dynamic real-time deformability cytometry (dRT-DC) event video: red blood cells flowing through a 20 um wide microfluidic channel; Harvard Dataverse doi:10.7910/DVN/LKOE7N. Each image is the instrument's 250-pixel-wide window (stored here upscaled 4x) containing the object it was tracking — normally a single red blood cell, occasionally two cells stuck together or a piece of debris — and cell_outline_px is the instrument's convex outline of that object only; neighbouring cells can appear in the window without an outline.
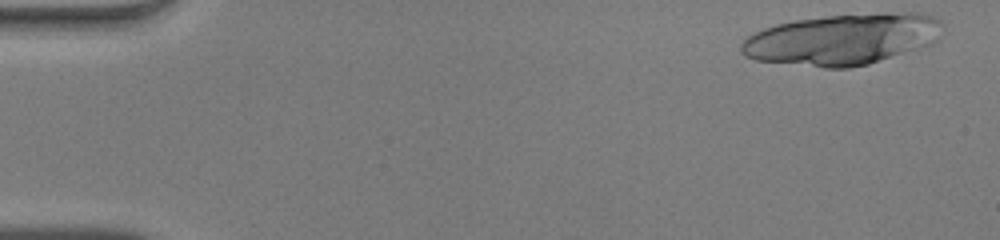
{"species": "human", "species_latin": "Homo sapiens", "temperature_condition": "warm", "stored_images_in_passage": 17, "camera_frame_rate_fps": 3000, "um_per_image_px": 0.085, "donor": {"sex": "male"}, "frame": {"image": 1, "passage_image": 1, "time_ms": 0.0, "image_size_px": [1000, 240], "cell_outline_px": [[944, 28], [940, 36], [932, 44], [868, 64], [848, 68], [824, 68], [756, 60], [744, 56], [740, 52], [740, 44], [748, 36], [764, 28], [776, 24], [796, 20], [824, 16], [884, 12], [920, 12], [936, 16], [944, 24]], "centroid_in_image_um": [71.65, 3.32], "position_along_channel_um": 13.3, "area_um2": 60.52}}